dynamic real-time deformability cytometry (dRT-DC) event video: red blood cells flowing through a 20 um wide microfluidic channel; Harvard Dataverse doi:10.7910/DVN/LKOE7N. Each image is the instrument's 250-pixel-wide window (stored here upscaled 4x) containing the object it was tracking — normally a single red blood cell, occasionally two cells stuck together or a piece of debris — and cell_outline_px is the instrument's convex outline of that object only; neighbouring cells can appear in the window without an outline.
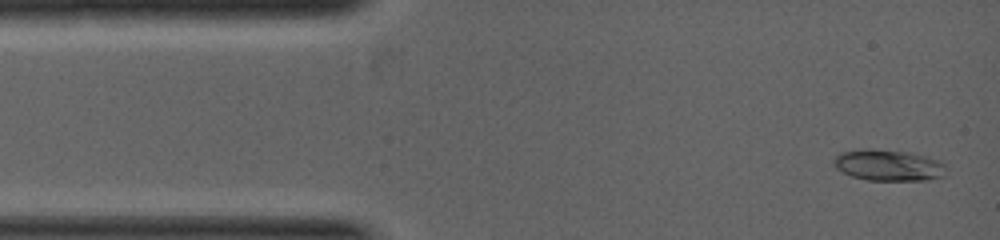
{"species": "common noctule bat (a hibernating species)", "species_latin": "Nyctalus noctula", "temperature_condition": "warm", "stored_images_in_passage": 4, "camera_frame_rate_fps": 5000, "um_per_image_px": 0.085, "animal": {"sex": "female", "body_mass_g": 19.0, "forearm_length_mm": 53.3}, "frame": {"image": 1, "passage_image": 1, "time_ms": 0.0, "image_size_px": [1000, 240], "cell_outline_px": [[944, 176], [928, 180], [868, 180], [852, 176], [836, 168], [832, 164], [832, 160], [840, 152], [912, 152], [928, 156], [944, 164]], "centroid_in_image_um": [75.56, 14.1], "position_along_channel_um": 9.4, "area_um2": 19.48}}
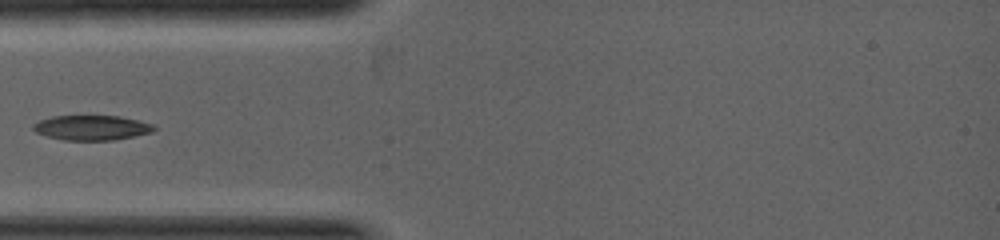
{"frame": {"image": 2, "passage_image": 4, "time_ms": 1.8, "image_size_px": [1000, 240], "cell_outline_px": [[156, 128], [152, 132], [112, 140], [64, 140], [48, 136], [36, 132], [32, 128], [32, 124], [40, 120], [52, 116], [120, 116], [152, 124]], "centroid_in_image_um": [7.76, 10.85], "position_along_channel_um": 77.2, "area_um2": 17.28}}